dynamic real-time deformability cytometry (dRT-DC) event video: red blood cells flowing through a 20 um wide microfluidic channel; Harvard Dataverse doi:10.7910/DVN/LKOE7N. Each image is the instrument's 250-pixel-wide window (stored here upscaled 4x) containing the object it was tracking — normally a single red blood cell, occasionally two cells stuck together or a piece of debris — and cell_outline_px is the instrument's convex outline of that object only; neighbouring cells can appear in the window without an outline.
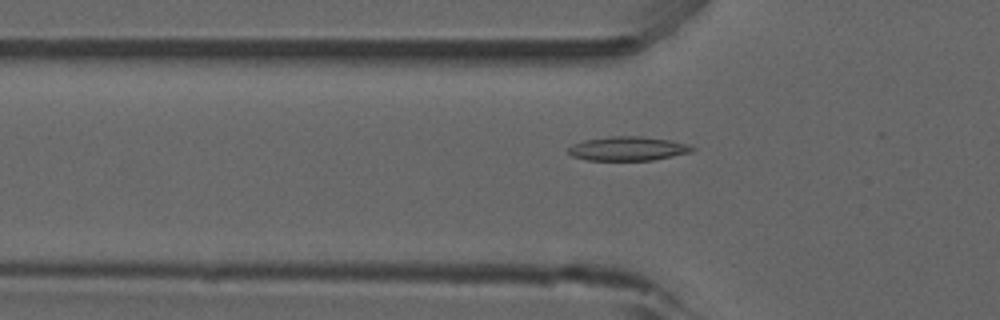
{"species": "common noctule bat (a hibernating species)", "species_latin": "Nyctalus noctula", "temperature_condition": "room temperature", "stored_images_in_passage": 16, "camera_frame_rate_fps": 3000, "um_per_image_px": 0.085, "animal": {"sex": "male", "forearm_length_mm": 52.5}, "frame": {"image": 1, "passage_image": 7, "time_ms": 2.0, "image_size_px": [1000, 320], "cell_outline_px": [[696, 148], [692, 152], [652, 160], [588, 160], [572, 156], [568, 152], [568, 148], [572, 144], [584, 140], [612, 136], [640, 136], [672, 140], [692, 144]], "centroid_in_image_um": [53.42, 12.62], "position_along_channel_um": 72.4, "area_um2": 17.51}}
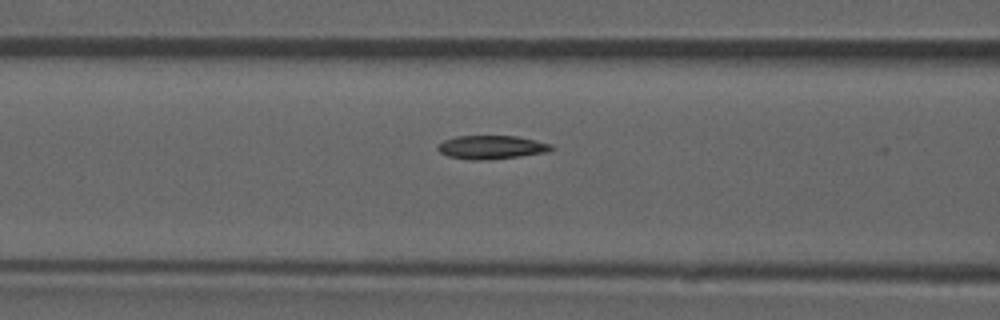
{"frame": {"image": 2, "passage_image": 11, "time_ms": 3.333, "image_size_px": [1000, 320], "cell_outline_px": [[552, 148], [548, 152], [520, 156], [484, 160], [472, 160], [448, 156], [440, 152], [436, 148], [436, 144], [444, 140], [456, 136], [516, 136], [536, 140], [552, 144]], "centroid_in_image_um": [41.74, 12.51], "position_along_channel_um": 124.9, "area_um2": 15.61}}